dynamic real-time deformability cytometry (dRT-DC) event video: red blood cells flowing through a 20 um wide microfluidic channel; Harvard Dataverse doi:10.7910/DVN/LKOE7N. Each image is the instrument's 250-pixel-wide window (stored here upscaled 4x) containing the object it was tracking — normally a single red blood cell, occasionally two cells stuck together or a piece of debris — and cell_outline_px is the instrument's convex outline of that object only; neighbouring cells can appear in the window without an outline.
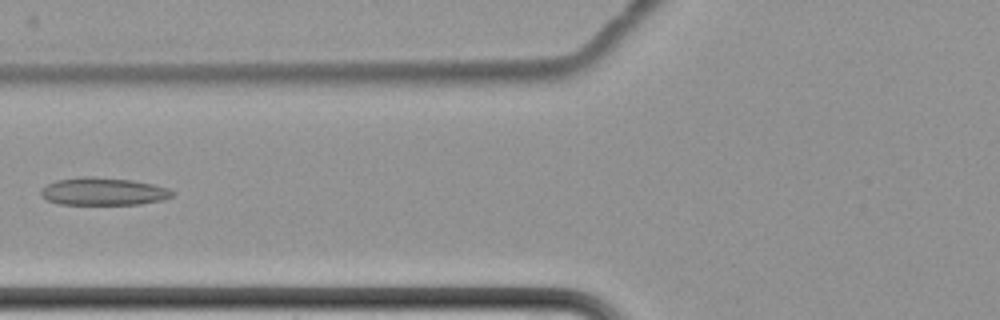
{"species": "common noctule bat (a hibernating species)", "species_latin": "Nyctalus noctula", "temperature_condition": "cold", "stored_images_in_passage": 7, "camera_frame_rate_fps": 3000, "um_per_image_px": 0.085, "animal": {"sex": "female", "body_mass_g": 22.7, "forearm_length_mm": 54.2}, "frame": {"image": 1, "passage_image": 5, "time_ms": 4.667, "image_size_px": [1000, 320], "cell_outline_px": [[176, 192], [172, 196], [164, 200], [140, 204], [60, 204], [48, 200], [40, 196], [40, 192], [48, 184], [56, 180], [84, 176], [92, 176], [132, 180], [152, 184], [168, 188]], "centroid_in_image_um": [8.81, 16.27], "position_along_channel_um": 117.0, "area_um2": 21.15}}
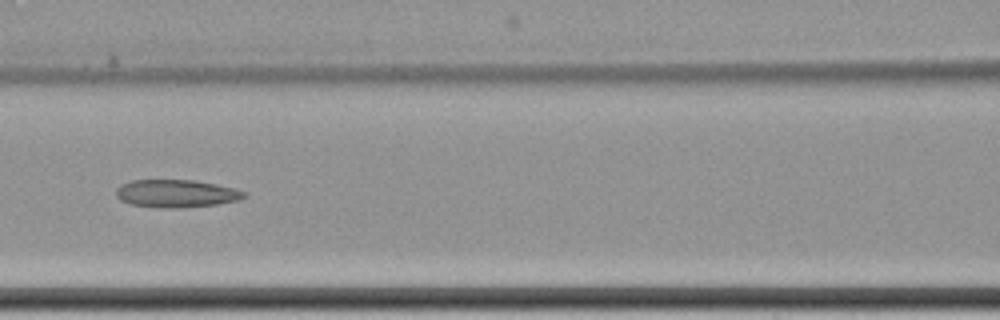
{"frame": {"image": 2, "passage_image": 6, "time_ms": 5.667, "image_size_px": [1000, 320], "cell_outline_px": [[248, 196], [240, 200], [216, 204], [180, 208], [160, 208], [132, 204], [120, 200], [116, 196], [116, 188], [120, 184], [132, 180], [196, 180], [216, 184], [232, 188], [244, 192]], "centroid_in_image_um": [14.96, 16.45], "position_along_channel_um": 151.6, "area_um2": 20.75}}
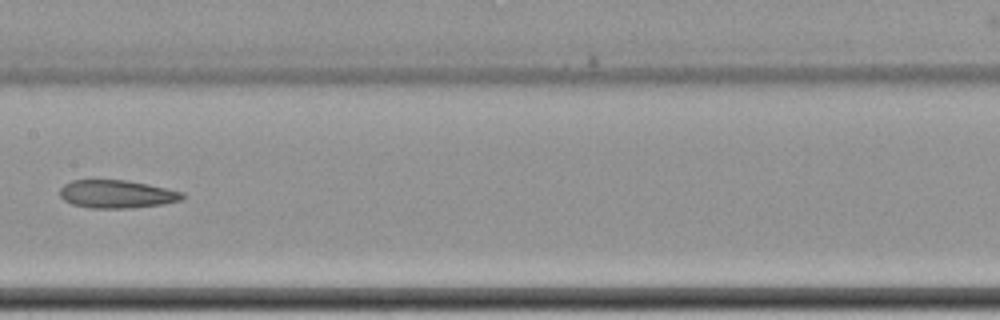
{"frame": {"image": 3, "passage_image": 7, "time_ms": 7.0, "image_size_px": [1000, 320], "cell_outline_px": [[184, 196], [180, 200], [164, 204], [132, 208], [88, 208], [72, 204], [64, 200], [60, 196], [60, 188], [64, 184], [72, 180], [128, 180], [148, 184], [184, 192]], "centroid_in_image_um": [9.92, 16.5], "position_along_channel_um": 197.5, "area_um2": 20.11}}